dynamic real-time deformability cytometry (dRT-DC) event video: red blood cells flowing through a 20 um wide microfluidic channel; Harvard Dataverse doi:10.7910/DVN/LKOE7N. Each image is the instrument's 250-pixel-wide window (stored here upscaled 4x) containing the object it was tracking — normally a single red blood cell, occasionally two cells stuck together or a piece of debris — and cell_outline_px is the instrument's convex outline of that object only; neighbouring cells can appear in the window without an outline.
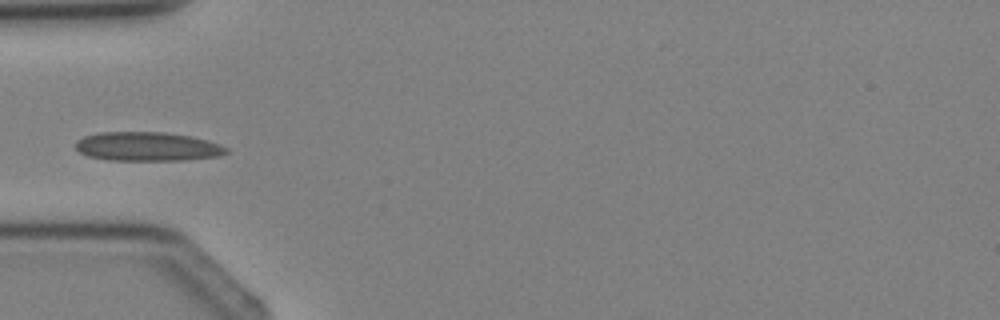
{"species": "Egyptian fruit bat (a non-hibernating species)", "species_latin": "Rousettus aegyptiacus", "temperature_condition": "cold", "stored_images_in_passage": 2, "camera_frame_rate_fps": 3000, "um_per_image_px": 0.085, "animal": {"sex": "female"}, "frame": {"image": 1, "passage_image": 2, "time_ms": 1.0, "image_size_px": [1000, 320], "cell_outline_px": [[228, 152], [220, 156], [184, 160], [108, 160], [88, 156], [80, 152], [76, 148], [76, 140], [84, 136], [100, 132], [164, 132], [192, 136], [220, 144], [228, 148]], "centroid_in_image_um": [12.54, 12.45], "position_along_channel_um": 72.5, "area_um2": 25.55}}